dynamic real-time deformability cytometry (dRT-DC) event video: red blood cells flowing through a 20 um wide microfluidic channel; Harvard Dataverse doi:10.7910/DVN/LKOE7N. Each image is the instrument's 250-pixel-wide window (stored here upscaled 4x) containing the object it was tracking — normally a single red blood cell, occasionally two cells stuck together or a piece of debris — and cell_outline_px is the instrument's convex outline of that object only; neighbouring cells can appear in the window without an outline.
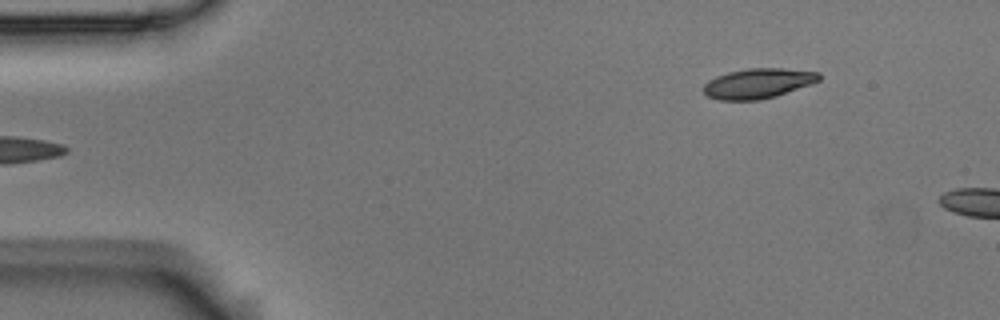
{"species": "Egyptian fruit bat (a non-hibernating species)", "species_latin": "Rousettus aegyptiacus", "temperature_condition": "room temperature", "stored_images_in_passage": 5, "segment_of_instrument_passage": [2, 2], "camera_frame_rate_fps": 3000, "um_per_image_px": 0.085, "animal": {"sex": "male"}, "frame": {"image": 1, "passage_image": 5, "time_ms": 1.333, "image_size_px": [1000, 320], "cell_outline_px": [[820, 80], [812, 84], [776, 96], [760, 100], [720, 100], [708, 96], [700, 88], [708, 80], [716, 76], [728, 72], [748, 68], [780, 68], [820, 72]], "centroid_in_image_um": [64.42, 7.09], "position_along_channel_um": 20.6, "area_um2": 20.35}}